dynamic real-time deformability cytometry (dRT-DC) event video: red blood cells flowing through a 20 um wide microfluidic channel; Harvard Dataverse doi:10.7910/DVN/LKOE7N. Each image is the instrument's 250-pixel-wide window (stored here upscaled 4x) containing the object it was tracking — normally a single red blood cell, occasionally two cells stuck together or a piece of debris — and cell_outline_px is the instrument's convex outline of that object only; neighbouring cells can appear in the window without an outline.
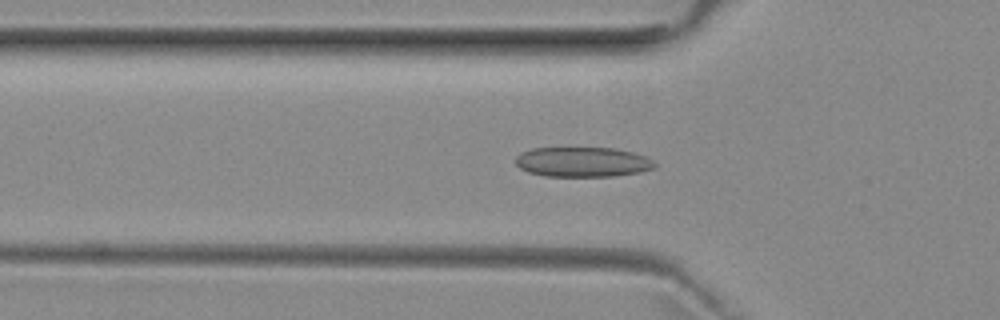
{"species": "common noctule bat (a hibernating species)", "species_latin": "Nyctalus noctula", "temperature_condition": "room temperature", "stored_images_in_passage": 43, "camera_frame_rate_fps": 3000, "um_per_image_px": 0.085, "animal": {"sex": "female", "body_mass_g": 29.2, "forearm_length_mm": 56.3}, "frame": {"image": 1, "passage_image": 8, "time_ms": 2.333, "image_size_px": [1000, 320], "cell_outline_px": [[656, 168], [640, 172], [616, 176], [544, 176], [528, 172], [520, 168], [516, 164], [516, 156], [520, 152], [532, 148], [612, 148], [632, 152], [644, 156], [652, 160], [656, 164]], "centroid_in_image_um": [49.51, 13.77], "position_along_channel_um": 76.3, "area_um2": 24.28}}
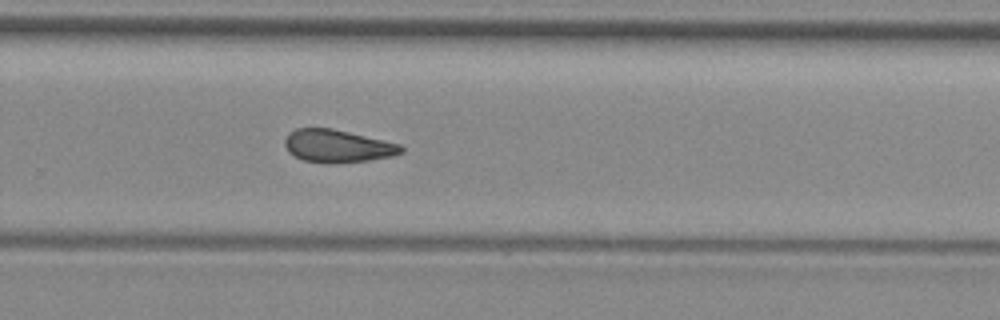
{"frame": {"image": 2, "passage_image": 25, "time_ms": 8.0, "image_size_px": [1000, 320], "cell_outline_px": [[404, 152], [392, 156], [368, 160], [336, 164], [328, 164], [304, 160], [288, 152], [284, 144], [284, 140], [288, 132], [296, 128], [332, 128], [400, 144], [404, 148]], "centroid_in_image_um": [28.67, 12.42], "position_along_channel_um": 301.1, "area_um2": 22.31}}
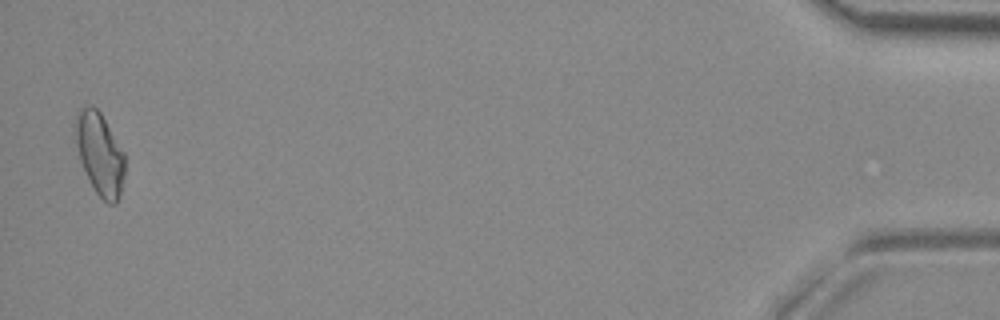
{"frame": {"image": 3, "passage_image": 42, "time_ms": 13.667, "image_size_px": [1000, 320], "cell_outline_px": [[124, 176], [120, 196], [116, 204], [108, 204], [96, 192], [80, 160], [76, 144], [76, 116], [80, 108], [92, 104], [100, 112], [124, 152]], "centroid_in_image_um": [8.5, 13.07], "position_along_channel_um": 426.7, "area_um2": 23.29}, "authors_computed_cell_mechanics": {"area_um2": 22.4842, "velocity_mm_per_s": 3.9666, "shape_relaxation_time_tau1_ms": null, "shape_relaxation_time_tau2_ms": 5.6385, "deformation_change_tau1": null, "deformation_change_tau2": 0.1407}}